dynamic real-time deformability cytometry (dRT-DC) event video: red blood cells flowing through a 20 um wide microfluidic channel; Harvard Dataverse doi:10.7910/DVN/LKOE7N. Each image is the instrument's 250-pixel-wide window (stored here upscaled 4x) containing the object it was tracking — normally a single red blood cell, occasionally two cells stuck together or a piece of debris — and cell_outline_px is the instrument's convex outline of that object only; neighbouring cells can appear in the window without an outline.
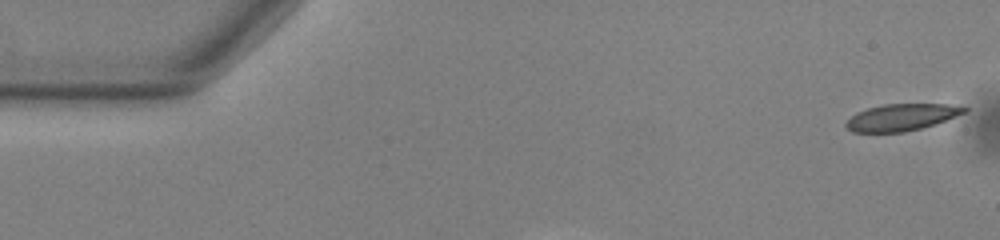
{"species": "common noctule bat (a hibernating species)", "species_latin": "Nyctalus noctula", "temperature_condition": "warm", "stored_images_in_passage": 53, "camera_frame_rate_fps": 3000, "um_per_image_px": 0.085, "animal": {"sex": "male", "body_mass_g": 13.0, "forearm_length_mm": 53.1}, "frame": {"image": 1, "passage_image": 1, "time_ms": 0.0, "image_size_px": [1000, 240], "cell_outline_px": [[968, 112], [936, 124], [904, 132], [852, 132], [844, 124], [856, 112], [868, 108], [884, 104], [948, 104], [968, 108]], "centroid_in_image_um": [76.66, 9.96], "position_along_channel_um": 8.3, "area_um2": 18.44}}
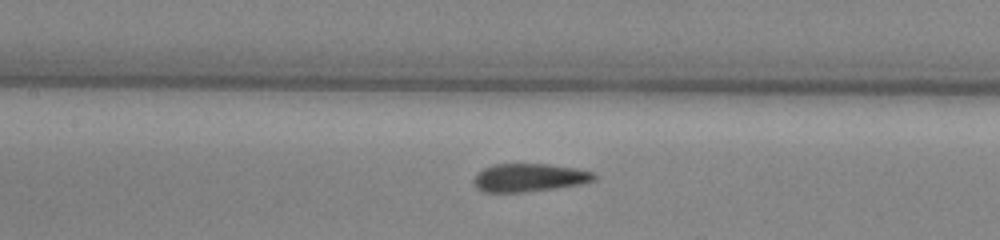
{"frame": {"image": 2, "passage_image": 24, "time_ms": 7.667, "image_size_px": [1000, 240], "cell_outline_px": [[596, 180], [580, 184], [556, 188], [524, 192], [480, 192], [476, 188], [472, 180], [476, 172], [492, 164], [548, 164], [576, 168], [592, 172], [596, 176]], "centroid_in_image_um": [44.93, 15.1], "position_along_channel_um": 162.5, "area_um2": 19.94}}
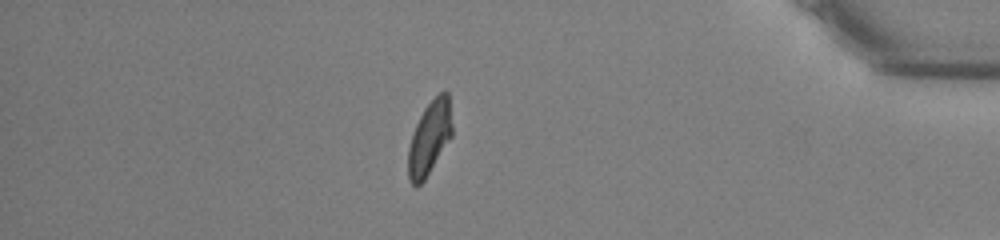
{"frame": {"image": 3, "passage_image": 46, "time_ms": 15.0, "image_size_px": [1000, 240], "cell_outline_px": [[452, 136], [424, 180], [416, 188], [408, 180], [408, 148], [416, 124], [424, 108], [444, 88], [448, 92], [452, 124]], "centroid_in_image_um": [36.51, 11.72], "position_along_channel_um": 398.7, "area_um2": 18.79}, "authors_computed_cell_mechanics": {"area_um2": 19.8254, "velocity_mm_per_s": 3.7891, "shape_relaxation_time_tau1_ms": 5.9743, "shape_relaxation_time_tau2_ms": 0.8914, "deformation_change_tau1": 0.1559, "deformation_change_tau2": 0.0815}}